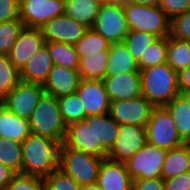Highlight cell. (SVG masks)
Masks as SVG:
<instances>
[{
    "label": "cell",
    "mask_w": 190,
    "mask_h": 190,
    "mask_svg": "<svg viewBox=\"0 0 190 190\" xmlns=\"http://www.w3.org/2000/svg\"><path fill=\"white\" fill-rule=\"evenodd\" d=\"M60 144L40 135L29 134L22 142V173L44 178L58 169Z\"/></svg>",
    "instance_id": "cell-1"
},
{
    "label": "cell",
    "mask_w": 190,
    "mask_h": 190,
    "mask_svg": "<svg viewBox=\"0 0 190 190\" xmlns=\"http://www.w3.org/2000/svg\"><path fill=\"white\" fill-rule=\"evenodd\" d=\"M139 72L142 96L153 106H166L179 95L177 73L166 62Z\"/></svg>",
    "instance_id": "cell-2"
},
{
    "label": "cell",
    "mask_w": 190,
    "mask_h": 190,
    "mask_svg": "<svg viewBox=\"0 0 190 190\" xmlns=\"http://www.w3.org/2000/svg\"><path fill=\"white\" fill-rule=\"evenodd\" d=\"M28 121L31 134L50 138L59 144L64 142L67 126L54 96L44 94Z\"/></svg>",
    "instance_id": "cell-3"
},
{
    "label": "cell",
    "mask_w": 190,
    "mask_h": 190,
    "mask_svg": "<svg viewBox=\"0 0 190 190\" xmlns=\"http://www.w3.org/2000/svg\"><path fill=\"white\" fill-rule=\"evenodd\" d=\"M103 159L72 149L62 143L59 147L58 168L81 187L94 185L97 183Z\"/></svg>",
    "instance_id": "cell-4"
},
{
    "label": "cell",
    "mask_w": 190,
    "mask_h": 190,
    "mask_svg": "<svg viewBox=\"0 0 190 190\" xmlns=\"http://www.w3.org/2000/svg\"><path fill=\"white\" fill-rule=\"evenodd\" d=\"M123 10L129 30L151 33L157 38L170 35V20L159 7L129 3Z\"/></svg>",
    "instance_id": "cell-5"
},
{
    "label": "cell",
    "mask_w": 190,
    "mask_h": 190,
    "mask_svg": "<svg viewBox=\"0 0 190 190\" xmlns=\"http://www.w3.org/2000/svg\"><path fill=\"white\" fill-rule=\"evenodd\" d=\"M145 131L148 144L166 151L184 144L166 106L153 107Z\"/></svg>",
    "instance_id": "cell-6"
},
{
    "label": "cell",
    "mask_w": 190,
    "mask_h": 190,
    "mask_svg": "<svg viewBox=\"0 0 190 190\" xmlns=\"http://www.w3.org/2000/svg\"><path fill=\"white\" fill-rule=\"evenodd\" d=\"M92 28L110 44L123 42L129 32L123 6L101 4Z\"/></svg>",
    "instance_id": "cell-7"
},
{
    "label": "cell",
    "mask_w": 190,
    "mask_h": 190,
    "mask_svg": "<svg viewBox=\"0 0 190 190\" xmlns=\"http://www.w3.org/2000/svg\"><path fill=\"white\" fill-rule=\"evenodd\" d=\"M45 94L42 85L20 80L19 83L1 100L13 114L29 120L32 111Z\"/></svg>",
    "instance_id": "cell-8"
},
{
    "label": "cell",
    "mask_w": 190,
    "mask_h": 190,
    "mask_svg": "<svg viewBox=\"0 0 190 190\" xmlns=\"http://www.w3.org/2000/svg\"><path fill=\"white\" fill-rule=\"evenodd\" d=\"M166 150L146 143L127 162L126 169L132 179L161 178Z\"/></svg>",
    "instance_id": "cell-9"
},
{
    "label": "cell",
    "mask_w": 190,
    "mask_h": 190,
    "mask_svg": "<svg viewBox=\"0 0 190 190\" xmlns=\"http://www.w3.org/2000/svg\"><path fill=\"white\" fill-rule=\"evenodd\" d=\"M153 107L154 106L141 95L128 100L111 101L109 114L119 125L146 127Z\"/></svg>",
    "instance_id": "cell-10"
},
{
    "label": "cell",
    "mask_w": 190,
    "mask_h": 190,
    "mask_svg": "<svg viewBox=\"0 0 190 190\" xmlns=\"http://www.w3.org/2000/svg\"><path fill=\"white\" fill-rule=\"evenodd\" d=\"M146 143L145 126L119 125L114 144L107 152V159L125 163Z\"/></svg>",
    "instance_id": "cell-11"
},
{
    "label": "cell",
    "mask_w": 190,
    "mask_h": 190,
    "mask_svg": "<svg viewBox=\"0 0 190 190\" xmlns=\"http://www.w3.org/2000/svg\"><path fill=\"white\" fill-rule=\"evenodd\" d=\"M19 10L24 27L39 29L65 13L64 0H20Z\"/></svg>",
    "instance_id": "cell-12"
},
{
    "label": "cell",
    "mask_w": 190,
    "mask_h": 190,
    "mask_svg": "<svg viewBox=\"0 0 190 190\" xmlns=\"http://www.w3.org/2000/svg\"><path fill=\"white\" fill-rule=\"evenodd\" d=\"M40 29L45 42L74 45L82 38L88 27L64 13L50 19Z\"/></svg>",
    "instance_id": "cell-13"
},
{
    "label": "cell",
    "mask_w": 190,
    "mask_h": 190,
    "mask_svg": "<svg viewBox=\"0 0 190 190\" xmlns=\"http://www.w3.org/2000/svg\"><path fill=\"white\" fill-rule=\"evenodd\" d=\"M76 93L85 110V118L90 115L109 113L111 101L103 80L81 79Z\"/></svg>",
    "instance_id": "cell-14"
},
{
    "label": "cell",
    "mask_w": 190,
    "mask_h": 190,
    "mask_svg": "<svg viewBox=\"0 0 190 190\" xmlns=\"http://www.w3.org/2000/svg\"><path fill=\"white\" fill-rule=\"evenodd\" d=\"M45 44L41 29L24 27L7 57L20 72L30 57Z\"/></svg>",
    "instance_id": "cell-15"
},
{
    "label": "cell",
    "mask_w": 190,
    "mask_h": 190,
    "mask_svg": "<svg viewBox=\"0 0 190 190\" xmlns=\"http://www.w3.org/2000/svg\"><path fill=\"white\" fill-rule=\"evenodd\" d=\"M80 80L77 69L53 64L42 87L45 94L59 98L76 93Z\"/></svg>",
    "instance_id": "cell-16"
},
{
    "label": "cell",
    "mask_w": 190,
    "mask_h": 190,
    "mask_svg": "<svg viewBox=\"0 0 190 190\" xmlns=\"http://www.w3.org/2000/svg\"><path fill=\"white\" fill-rule=\"evenodd\" d=\"M103 82L110 101L128 100L142 95L139 71L105 76Z\"/></svg>",
    "instance_id": "cell-17"
},
{
    "label": "cell",
    "mask_w": 190,
    "mask_h": 190,
    "mask_svg": "<svg viewBox=\"0 0 190 190\" xmlns=\"http://www.w3.org/2000/svg\"><path fill=\"white\" fill-rule=\"evenodd\" d=\"M63 143L67 147L95 156L94 115L68 125Z\"/></svg>",
    "instance_id": "cell-18"
},
{
    "label": "cell",
    "mask_w": 190,
    "mask_h": 190,
    "mask_svg": "<svg viewBox=\"0 0 190 190\" xmlns=\"http://www.w3.org/2000/svg\"><path fill=\"white\" fill-rule=\"evenodd\" d=\"M132 182L125 163L102 160L96 183L100 190H132Z\"/></svg>",
    "instance_id": "cell-19"
},
{
    "label": "cell",
    "mask_w": 190,
    "mask_h": 190,
    "mask_svg": "<svg viewBox=\"0 0 190 190\" xmlns=\"http://www.w3.org/2000/svg\"><path fill=\"white\" fill-rule=\"evenodd\" d=\"M118 129L119 124L111 118L109 113L94 115L95 156L107 158V152L114 144Z\"/></svg>",
    "instance_id": "cell-20"
},
{
    "label": "cell",
    "mask_w": 190,
    "mask_h": 190,
    "mask_svg": "<svg viewBox=\"0 0 190 190\" xmlns=\"http://www.w3.org/2000/svg\"><path fill=\"white\" fill-rule=\"evenodd\" d=\"M53 63L47 45L41 46L19 72L20 80L43 85Z\"/></svg>",
    "instance_id": "cell-21"
},
{
    "label": "cell",
    "mask_w": 190,
    "mask_h": 190,
    "mask_svg": "<svg viewBox=\"0 0 190 190\" xmlns=\"http://www.w3.org/2000/svg\"><path fill=\"white\" fill-rule=\"evenodd\" d=\"M190 171V146L187 143L166 152L161 178L167 180Z\"/></svg>",
    "instance_id": "cell-22"
},
{
    "label": "cell",
    "mask_w": 190,
    "mask_h": 190,
    "mask_svg": "<svg viewBox=\"0 0 190 190\" xmlns=\"http://www.w3.org/2000/svg\"><path fill=\"white\" fill-rule=\"evenodd\" d=\"M30 134L29 121L11 113L0 104V137L21 143Z\"/></svg>",
    "instance_id": "cell-23"
},
{
    "label": "cell",
    "mask_w": 190,
    "mask_h": 190,
    "mask_svg": "<svg viewBox=\"0 0 190 190\" xmlns=\"http://www.w3.org/2000/svg\"><path fill=\"white\" fill-rule=\"evenodd\" d=\"M106 66V76L139 71L137 62L123 42L110 44Z\"/></svg>",
    "instance_id": "cell-24"
},
{
    "label": "cell",
    "mask_w": 190,
    "mask_h": 190,
    "mask_svg": "<svg viewBox=\"0 0 190 190\" xmlns=\"http://www.w3.org/2000/svg\"><path fill=\"white\" fill-rule=\"evenodd\" d=\"M166 107L171 113L178 135L186 143L190 139V97L179 94Z\"/></svg>",
    "instance_id": "cell-25"
},
{
    "label": "cell",
    "mask_w": 190,
    "mask_h": 190,
    "mask_svg": "<svg viewBox=\"0 0 190 190\" xmlns=\"http://www.w3.org/2000/svg\"><path fill=\"white\" fill-rule=\"evenodd\" d=\"M108 54L109 50H104L80 57L77 68L80 79L103 80L106 76Z\"/></svg>",
    "instance_id": "cell-26"
},
{
    "label": "cell",
    "mask_w": 190,
    "mask_h": 190,
    "mask_svg": "<svg viewBox=\"0 0 190 190\" xmlns=\"http://www.w3.org/2000/svg\"><path fill=\"white\" fill-rule=\"evenodd\" d=\"M65 14L92 28L100 4L96 0H64Z\"/></svg>",
    "instance_id": "cell-27"
},
{
    "label": "cell",
    "mask_w": 190,
    "mask_h": 190,
    "mask_svg": "<svg viewBox=\"0 0 190 190\" xmlns=\"http://www.w3.org/2000/svg\"><path fill=\"white\" fill-rule=\"evenodd\" d=\"M166 63L176 73L186 69L190 65V42L169 35L167 37Z\"/></svg>",
    "instance_id": "cell-28"
},
{
    "label": "cell",
    "mask_w": 190,
    "mask_h": 190,
    "mask_svg": "<svg viewBox=\"0 0 190 190\" xmlns=\"http://www.w3.org/2000/svg\"><path fill=\"white\" fill-rule=\"evenodd\" d=\"M52 63L69 69H77L79 56L74 45L59 42H45Z\"/></svg>",
    "instance_id": "cell-29"
},
{
    "label": "cell",
    "mask_w": 190,
    "mask_h": 190,
    "mask_svg": "<svg viewBox=\"0 0 190 190\" xmlns=\"http://www.w3.org/2000/svg\"><path fill=\"white\" fill-rule=\"evenodd\" d=\"M57 101L66 126L85 119V110L77 93L59 97Z\"/></svg>",
    "instance_id": "cell-30"
},
{
    "label": "cell",
    "mask_w": 190,
    "mask_h": 190,
    "mask_svg": "<svg viewBox=\"0 0 190 190\" xmlns=\"http://www.w3.org/2000/svg\"><path fill=\"white\" fill-rule=\"evenodd\" d=\"M0 163L15 173H22L21 143L0 137Z\"/></svg>",
    "instance_id": "cell-31"
},
{
    "label": "cell",
    "mask_w": 190,
    "mask_h": 190,
    "mask_svg": "<svg viewBox=\"0 0 190 190\" xmlns=\"http://www.w3.org/2000/svg\"><path fill=\"white\" fill-rule=\"evenodd\" d=\"M74 48L80 58L99 51L109 50L110 43L93 28H88L82 38L74 44Z\"/></svg>",
    "instance_id": "cell-32"
},
{
    "label": "cell",
    "mask_w": 190,
    "mask_h": 190,
    "mask_svg": "<svg viewBox=\"0 0 190 190\" xmlns=\"http://www.w3.org/2000/svg\"><path fill=\"white\" fill-rule=\"evenodd\" d=\"M167 61V37H158L141 55L137 62L138 69H146Z\"/></svg>",
    "instance_id": "cell-33"
},
{
    "label": "cell",
    "mask_w": 190,
    "mask_h": 190,
    "mask_svg": "<svg viewBox=\"0 0 190 190\" xmlns=\"http://www.w3.org/2000/svg\"><path fill=\"white\" fill-rule=\"evenodd\" d=\"M156 39L157 37L154 34L129 30L123 39V43L133 59L138 62L141 55L146 51V48Z\"/></svg>",
    "instance_id": "cell-34"
},
{
    "label": "cell",
    "mask_w": 190,
    "mask_h": 190,
    "mask_svg": "<svg viewBox=\"0 0 190 190\" xmlns=\"http://www.w3.org/2000/svg\"><path fill=\"white\" fill-rule=\"evenodd\" d=\"M20 81L19 71L7 56H0V100Z\"/></svg>",
    "instance_id": "cell-35"
},
{
    "label": "cell",
    "mask_w": 190,
    "mask_h": 190,
    "mask_svg": "<svg viewBox=\"0 0 190 190\" xmlns=\"http://www.w3.org/2000/svg\"><path fill=\"white\" fill-rule=\"evenodd\" d=\"M23 28L21 20L0 23V56H7Z\"/></svg>",
    "instance_id": "cell-36"
},
{
    "label": "cell",
    "mask_w": 190,
    "mask_h": 190,
    "mask_svg": "<svg viewBox=\"0 0 190 190\" xmlns=\"http://www.w3.org/2000/svg\"><path fill=\"white\" fill-rule=\"evenodd\" d=\"M43 180L45 190H81V186L59 168L45 176Z\"/></svg>",
    "instance_id": "cell-37"
},
{
    "label": "cell",
    "mask_w": 190,
    "mask_h": 190,
    "mask_svg": "<svg viewBox=\"0 0 190 190\" xmlns=\"http://www.w3.org/2000/svg\"><path fill=\"white\" fill-rule=\"evenodd\" d=\"M3 190H45V185L42 177L16 173Z\"/></svg>",
    "instance_id": "cell-38"
},
{
    "label": "cell",
    "mask_w": 190,
    "mask_h": 190,
    "mask_svg": "<svg viewBox=\"0 0 190 190\" xmlns=\"http://www.w3.org/2000/svg\"><path fill=\"white\" fill-rule=\"evenodd\" d=\"M170 36L190 42V10L170 21Z\"/></svg>",
    "instance_id": "cell-39"
},
{
    "label": "cell",
    "mask_w": 190,
    "mask_h": 190,
    "mask_svg": "<svg viewBox=\"0 0 190 190\" xmlns=\"http://www.w3.org/2000/svg\"><path fill=\"white\" fill-rule=\"evenodd\" d=\"M158 7L171 21L176 16L190 10V0H159Z\"/></svg>",
    "instance_id": "cell-40"
},
{
    "label": "cell",
    "mask_w": 190,
    "mask_h": 190,
    "mask_svg": "<svg viewBox=\"0 0 190 190\" xmlns=\"http://www.w3.org/2000/svg\"><path fill=\"white\" fill-rule=\"evenodd\" d=\"M20 0H0V23L20 20Z\"/></svg>",
    "instance_id": "cell-41"
},
{
    "label": "cell",
    "mask_w": 190,
    "mask_h": 190,
    "mask_svg": "<svg viewBox=\"0 0 190 190\" xmlns=\"http://www.w3.org/2000/svg\"><path fill=\"white\" fill-rule=\"evenodd\" d=\"M165 190H190V171L164 180Z\"/></svg>",
    "instance_id": "cell-42"
},
{
    "label": "cell",
    "mask_w": 190,
    "mask_h": 190,
    "mask_svg": "<svg viewBox=\"0 0 190 190\" xmlns=\"http://www.w3.org/2000/svg\"><path fill=\"white\" fill-rule=\"evenodd\" d=\"M132 190H165L162 178L133 179Z\"/></svg>",
    "instance_id": "cell-43"
},
{
    "label": "cell",
    "mask_w": 190,
    "mask_h": 190,
    "mask_svg": "<svg viewBox=\"0 0 190 190\" xmlns=\"http://www.w3.org/2000/svg\"><path fill=\"white\" fill-rule=\"evenodd\" d=\"M178 90L180 95H190V65L177 73Z\"/></svg>",
    "instance_id": "cell-44"
},
{
    "label": "cell",
    "mask_w": 190,
    "mask_h": 190,
    "mask_svg": "<svg viewBox=\"0 0 190 190\" xmlns=\"http://www.w3.org/2000/svg\"><path fill=\"white\" fill-rule=\"evenodd\" d=\"M15 172L0 163V190H3L15 176Z\"/></svg>",
    "instance_id": "cell-45"
},
{
    "label": "cell",
    "mask_w": 190,
    "mask_h": 190,
    "mask_svg": "<svg viewBox=\"0 0 190 190\" xmlns=\"http://www.w3.org/2000/svg\"><path fill=\"white\" fill-rule=\"evenodd\" d=\"M129 3L158 7L159 0H129Z\"/></svg>",
    "instance_id": "cell-46"
},
{
    "label": "cell",
    "mask_w": 190,
    "mask_h": 190,
    "mask_svg": "<svg viewBox=\"0 0 190 190\" xmlns=\"http://www.w3.org/2000/svg\"><path fill=\"white\" fill-rule=\"evenodd\" d=\"M81 190H100V189L96 184H94V185L82 186Z\"/></svg>",
    "instance_id": "cell-47"
},
{
    "label": "cell",
    "mask_w": 190,
    "mask_h": 190,
    "mask_svg": "<svg viewBox=\"0 0 190 190\" xmlns=\"http://www.w3.org/2000/svg\"><path fill=\"white\" fill-rule=\"evenodd\" d=\"M113 4L124 6L129 4V0H113Z\"/></svg>",
    "instance_id": "cell-48"
},
{
    "label": "cell",
    "mask_w": 190,
    "mask_h": 190,
    "mask_svg": "<svg viewBox=\"0 0 190 190\" xmlns=\"http://www.w3.org/2000/svg\"><path fill=\"white\" fill-rule=\"evenodd\" d=\"M100 5L101 4H113V0H96Z\"/></svg>",
    "instance_id": "cell-49"
},
{
    "label": "cell",
    "mask_w": 190,
    "mask_h": 190,
    "mask_svg": "<svg viewBox=\"0 0 190 190\" xmlns=\"http://www.w3.org/2000/svg\"><path fill=\"white\" fill-rule=\"evenodd\" d=\"M186 143L190 146V139Z\"/></svg>",
    "instance_id": "cell-50"
}]
</instances>
